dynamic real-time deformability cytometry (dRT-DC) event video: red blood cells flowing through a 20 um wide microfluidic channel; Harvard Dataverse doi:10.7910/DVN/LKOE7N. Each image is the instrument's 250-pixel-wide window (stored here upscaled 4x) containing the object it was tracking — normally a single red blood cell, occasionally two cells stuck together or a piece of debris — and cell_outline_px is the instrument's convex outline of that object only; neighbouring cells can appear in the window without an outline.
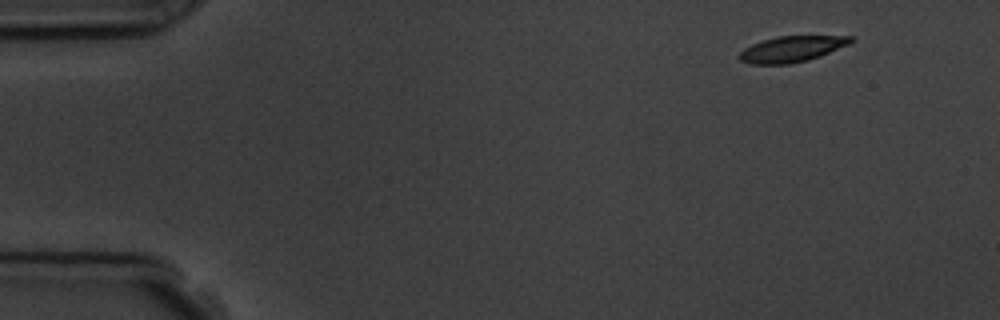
{"species": "common noctule bat (a hibernating species)", "species_latin": "Nyctalus noctula", "temperature_condition": "room temperature", "stored_images_in_passage": 5, "camera_frame_rate_fps": 3000, "um_per_image_px": 0.085, "animal": {"sex": "male", "body_mass_g": 19.5, "forearm_length_mm": 54.6}, "frame": {"image": 1, "passage_image": 1, "time_ms": 0.0, "image_size_px": [1000, 320], "cell_outline_px": [[856, 40], [848, 44], [820, 56], [808, 60], [788, 64], [748, 64], [740, 60], [740, 52], [744, 48], [752, 44], [776, 36], [856, 36]], "centroid_in_image_um": [67.31, 4.16], "position_along_channel_um": 17.7, "area_um2": 16.76}}